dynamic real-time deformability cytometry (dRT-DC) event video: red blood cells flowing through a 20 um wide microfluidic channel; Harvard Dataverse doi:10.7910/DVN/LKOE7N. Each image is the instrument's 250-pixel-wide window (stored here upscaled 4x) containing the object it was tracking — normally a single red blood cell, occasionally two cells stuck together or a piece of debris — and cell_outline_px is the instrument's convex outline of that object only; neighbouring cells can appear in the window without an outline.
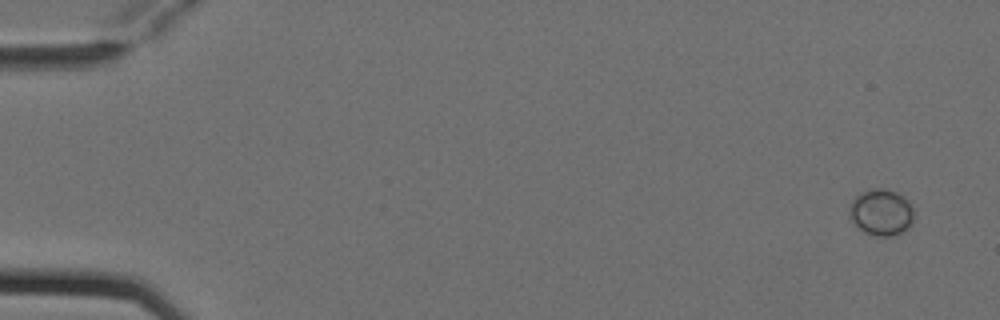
{"species": "Egyptian fruit bat (a non-hibernating species)", "species_latin": "Rousettus aegyptiacus", "temperature_condition": "cold", "stored_images_in_passage": 4, "camera_frame_rate_fps": 3000, "um_per_image_px": 0.085, "animal": {"sex": "female"}, "frame": {"image": 1, "passage_image": 1, "time_ms": 0.0, "image_size_px": [1000, 320], "cell_outline_px": [[912, 224], [908, 228], [892, 236], [876, 236], [864, 232], [852, 220], [848, 208], [852, 200], [860, 192], [872, 188], [884, 188], [896, 192], [908, 200], [912, 208]], "centroid_in_image_um": [74.89, 18.03], "position_along_channel_um": 10.1, "area_um2": 17.34}}
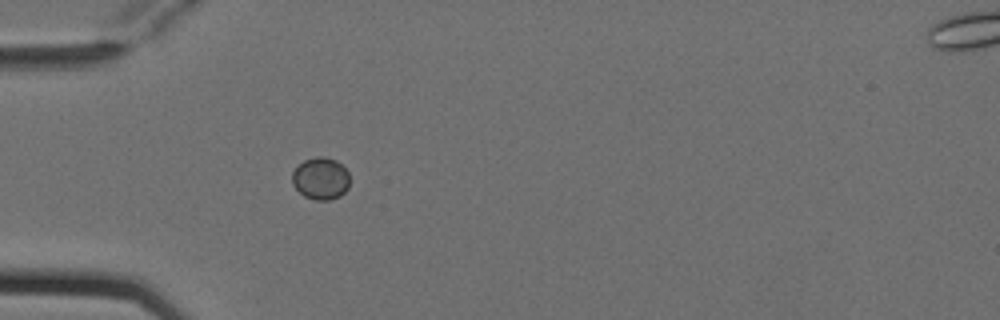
{"frame": {"image": 2, "passage_image": 4, "time_ms": 1.0, "image_size_px": [1000, 320], "cell_outline_px": [[348, 188], [340, 196], [328, 200], [316, 200], [304, 196], [292, 184], [292, 172], [304, 160], [316, 156], [324, 156], [336, 160], [348, 172]], "centroid_in_image_um": [27.25, 15.17], "position_along_channel_um": 57.8, "area_um2": 14.05}}